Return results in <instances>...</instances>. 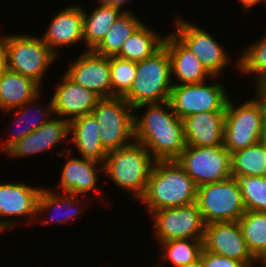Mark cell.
<instances>
[{"instance_id":"obj_1","label":"cell","mask_w":266,"mask_h":267,"mask_svg":"<svg viewBox=\"0 0 266 267\" xmlns=\"http://www.w3.org/2000/svg\"><path fill=\"white\" fill-rule=\"evenodd\" d=\"M134 136L156 161L176 160L186 148L183 120L174 113L169 100L134 108Z\"/></svg>"},{"instance_id":"obj_2","label":"cell","mask_w":266,"mask_h":267,"mask_svg":"<svg viewBox=\"0 0 266 267\" xmlns=\"http://www.w3.org/2000/svg\"><path fill=\"white\" fill-rule=\"evenodd\" d=\"M197 188L177 160H157L139 202L147 206L150 214L164 208L186 206L196 202Z\"/></svg>"},{"instance_id":"obj_3","label":"cell","mask_w":266,"mask_h":267,"mask_svg":"<svg viewBox=\"0 0 266 267\" xmlns=\"http://www.w3.org/2000/svg\"><path fill=\"white\" fill-rule=\"evenodd\" d=\"M150 152L139 142L109 151L104 161V177L139 201L155 163ZM106 175V176H105ZM137 199V200H136Z\"/></svg>"},{"instance_id":"obj_4","label":"cell","mask_w":266,"mask_h":267,"mask_svg":"<svg viewBox=\"0 0 266 267\" xmlns=\"http://www.w3.org/2000/svg\"><path fill=\"white\" fill-rule=\"evenodd\" d=\"M253 93L243 103L235 105L229 98L226 104L223 145L230 154L259 143L266 102L255 90Z\"/></svg>"},{"instance_id":"obj_5","label":"cell","mask_w":266,"mask_h":267,"mask_svg":"<svg viewBox=\"0 0 266 267\" xmlns=\"http://www.w3.org/2000/svg\"><path fill=\"white\" fill-rule=\"evenodd\" d=\"M173 87L171 59L163 46L153 56L137 62L135 80L123 97L133 108L169 100Z\"/></svg>"},{"instance_id":"obj_6","label":"cell","mask_w":266,"mask_h":267,"mask_svg":"<svg viewBox=\"0 0 266 267\" xmlns=\"http://www.w3.org/2000/svg\"><path fill=\"white\" fill-rule=\"evenodd\" d=\"M4 44L7 69L30 77L43 87L47 71L58 58L41 36L33 33L28 35V32L8 35L4 33Z\"/></svg>"},{"instance_id":"obj_7","label":"cell","mask_w":266,"mask_h":267,"mask_svg":"<svg viewBox=\"0 0 266 267\" xmlns=\"http://www.w3.org/2000/svg\"><path fill=\"white\" fill-rule=\"evenodd\" d=\"M92 114L100 129V140L109 152L135 141L134 108L123 97L101 98Z\"/></svg>"},{"instance_id":"obj_8","label":"cell","mask_w":266,"mask_h":267,"mask_svg":"<svg viewBox=\"0 0 266 267\" xmlns=\"http://www.w3.org/2000/svg\"><path fill=\"white\" fill-rule=\"evenodd\" d=\"M196 204L205 224L236 222L246 212L241 189L233 177L199 186Z\"/></svg>"},{"instance_id":"obj_9","label":"cell","mask_w":266,"mask_h":267,"mask_svg":"<svg viewBox=\"0 0 266 267\" xmlns=\"http://www.w3.org/2000/svg\"><path fill=\"white\" fill-rule=\"evenodd\" d=\"M218 78L220 77L214 76L213 80L210 79L211 82L215 81L213 84L205 81L197 84L173 85L169 102L174 113L183 120L199 112L225 111L230 96L223 82L217 81Z\"/></svg>"},{"instance_id":"obj_10","label":"cell","mask_w":266,"mask_h":267,"mask_svg":"<svg viewBox=\"0 0 266 267\" xmlns=\"http://www.w3.org/2000/svg\"><path fill=\"white\" fill-rule=\"evenodd\" d=\"M174 21L175 29L170 32L199 58L213 76L223 75L222 71L230 67L233 60L224 45L213 37L214 34L186 18L178 16Z\"/></svg>"},{"instance_id":"obj_11","label":"cell","mask_w":266,"mask_h":267,"mask_svg":"<svg viewBox=\"0 0 266 267\" xmlns=\"http://www.w3.org/2000/svg\"><path fill=\"white\" fill-rule=\"evenodd\" d=\"M176 160L197 187L232 177L231 154L224 145L186 146Z\"/></svg>"},{"instance_id":"obj_12","label":"cell","mask_w":266,"mask_h":267,"mask_svg":"<svg viewBox=\"0 0 266 267\" xmlns=\"http://www.w3.org/2000/svg\"><path fill=\"white\" fill-rule=\"evenodd\" d=\"M153 220L152 232L157 243L181 240L203 239L205 222L195 203L160 209L149 214Z\"/></svg>"},{"instance_id":"obj_13","label":"cell","mask_w":266,"mask_h":267,"mask_svg":"<svg viewBox=\"0 0 266 267\" xmlns=\"http://www.w3.org/2000/svg\"><path fill=\"white\" fill-rule=\"evenodd\" d=\"M42 188L24 182L0 183V233L5 234L20 224L35 223Z\"/></svg>"},{"instance_id":"obj_14","label":"cell","mask_w":266,"mask_h":267,"mask_svg":"<svg viewBox=\"0 0 266 267\" xmlns=\"http://www.w3.org/2000/svg\"><path fill=\"white\" fill-rule=\"evenodd\" d=\"M71 148H66L65 146L64 148L61 147V150L56 149L57 154L60 155L59 157H63L65 160L67 158L61 168L60 180L56 185V188H58L56 191L86 197H92L89 196V192L92 193L93 191V194H95L93 195L95 196L94 199L105 200L104 198L102 199L101 195L103 193L101 188L98 187L99 176L104 175V164L93 159L73 155L74 148Z\"/></svg>"},{"instance_id":"obj_15","label":"cell","mask_w":266,"mask_h":267,"mask_svg":"<svg viewBox=\"0 0 266 267\" xmlns=\"http://www.w3.org/2000/svg\"><path fill=\"white\" fill-rule=\"evenodd\" d=\"M66 66L64 73L75 83L93 91L100 98H112L110 57L84 50Z\"/></svg>"},{"instance_id":"obj_16","label":"cell","mask_w":266,"mask_h":267,"mask_svg":"<svg viewBox=\"0 0 266 267\" xmlns=\"http://www.w3.org/2000/svg\"><path fill=\"white\" fill-rule=\"evenodd\" d=\"M203 249L223 257L245 262L249 267H253L256 261L247 247L238 221L206 224Z\"/></svg>"},{"instance_id":"obj_17","label":"cell","mask_w":266,"mask_h":267,"mask_svg":"<svg viewBox=\"0 0 266 267\" xmlns=\"http://www.w3.org/2000/svg\"><path fill=\"white\" fill-rule=\"evenodd\" d=\"M41 38L59 58L60 48L83 43V5L73 3L57 11Z\"/></svg>"},{"instance_id":"obj_18","label":"cell","mask_w":266,"mask_h":267,"mask_svg":"<svg viewBox=\"0 0 266 267\" xmlns=\"http://www.w3.org/2000/svg\"><path fill=\"white\" fill-rule=\"evenodd\" d=\"M51 96L54 115L68 122L91 114L101 99L93 91L75 83L65 73H62Z\"/></svg>"},{"instance_id":"obj_19","label":"cell","mask_w":266,"mask_h":267,"mask_svg":"<svg viewBox=\"0 0 266 267\" xmlns=\"http://www.w3.org/2000/svg\"><path fill=\"white\" fill-rule=\"evenodd\" d=\"M68 137L69 122L54 115L38 129L13 145L5 154L12 159L42 154L44 151L53 150L62 142L69 143Z\"/></svg>"},{"instance_id":"obj_20","label":"cell","mask_w":266,"mask_h":267,"mask_svg":"<svg viewBox=\"0 0 266 267\" xmlns=\"http://www.w3.org/2000/svg\"><path fill=\"white\" fill-rule=\"evenodd\" d=\"M42 93L44 92L42 91L34 99L26 102L20 107L5 111L6 114L11 112L10 114H13L14 118L12 120L13 123H10L13 126L7 129L9 132L5 134V139L0 142V153H6L22 138L38 129L54 116L52 98L50 97L48 103L44 104V102L39 101ZM10 128L15 129L10 131Z\"/></svg>"},{"instance_id":"obj_21","label":"cell","mask_w":266,"mask_h":267,"mask_svg":"<svg viewBox=\"0 0 266 267\" xmlns=\"http://www.w3.org/2000/svg\"><path fill=\"white\" fill-rule=\"evenodd\" d=\"M54 190L55 189L46 187L42 188L38 198L37 217L35 223H38L42 218L40 220L41 224L42 222L43 224H49L51 222L54 224L60 223V225L61 223L68 224L70 221L78 219V217L83 214L82 211H85V208H83L85 202L83 201L87 200L89 202H86V204H90L91 201L94 200L91 197L77 196L71 193L57 192ZM47 213L51 215H46ZM40 214L44 216V219ZM47 216L50 218L48 219Z\"/></svg>"},{"instance_id":"obj_22","label":"cell","mask_w":266,"mask_h":267,"mask_svg":"<svg viewBox=\"0 0 266 267\" xmlns=\"http://www.w3.org/2000/svg\"><path fill=\"white\" fill-rule=\"evenodd\" d=\"M164 46L171 59L173 85L197 84L214 77L199 58L171 32L166 34Z\"/></svg>"},{"instance_id":"obj_23","label":"cell","mask_w":266,"mask_h":267,"mask_svg":"<svg viewBox=\"0 0 266 267\" xmlns=\"http://www.w3.org/2000/svg\"><path fill=\"white\" fill-rule=\"evenodd\" d=\"M225 111L199 112L183 119L186 146L224 144Z\"/></svg>"},{"instance_id":"obj_24","label":"cell","mask_w":266,"mask_h":267,"mask_svg":"<svg viewBox=\"0 0 266 267\" xmlns=\"http://www.w3.org/2000/svg\"><path fill=\"white\" fill-rule=\"evenodd\" d=\"M99 133V125L92 113L78 117L69 122V145H75L80 157L104 163L108 151L102 145Z\"/></svg>"},{"instance_id":"obj_25","label":"cell","mask_w":266,"mask_h":267,"mask_svg":"<svg viewBox=\"0 0 266 267\" xmlns=\"http://www.w3.org/2000/svg\"><path fill=\"white\" fill-rule=\"evenodd\" d=\"M34 79L6 70L0 75V110L5 112L22 106L42 92Z\"/></svg>"},{"instance_id":"obj_26","label":"cell","mask_w":266,"mask_h":267,"mask_svg":"<svg viewBox=\"0 0 266 267\" xmlns=\"http://www.w3.org/2000/svg\"><path fill=\"white\" fill-rule=\"evenodd\" d=\"M165 35L147 25L145 22L122 45L117 57L134 62L153 56L163 46Z\"/></svg>"},{"instance_id":"obj_27","label":"cell","mask_w":266,"mask_h":267,"mask_svg":"<svg viewBox=\"0 0 266 267\" xmlns=\"http://www.w3.org/2000/svg\"><path fill=\"white\" fill-rule=\"evenodd\" d=\"M97 5L91 13H88L86 8L83 7L84 50H93L117 18L124 12L120 8L106 4Z\"/></svg>"},{"instance_id":"obj_28","label":"cell","mask_w":266,"mask_h":267,"mask_svg":"<svg viewBox=\"0 0 266 267\" xmlns=\"http://www.w3.org/2000/svg\"><path fill=\"white\" fill-rule=\"evenodd\" d=\"M135 13L123 12L93 51L106 57L117 56L125 40L144 23Z\"/></svg>"},{"instance_id":"obj_29","label":"cell","mask_w":266,"mask_h":267,"mask_svg":"<svg viewBox=\"0 0 266 267\" xmlns=\"http://www.w3.org/2000/svg\"><path fill=\"white\" fill-rule=\"evenodd\" d=\"M159 244L162 251L156 267H167L169 264L172 265L170 267H181L194 263L200 259L203 249V239H181Z\"/></svg>"},{"instance_id":"obj_30","label":"cell","mask_w":266,"mask_h":267,"mask_svg":"<svg viewBox=\"0 0 266 267\" xmlns=\"http://www.w3.org/2000/svg\"><path fill=\"white\" fill-rule=\"evenodd\" d=\"M244 48L233 65L241 74L254 77L252 87L255 89L266 79V32Z\"/></svg>"},{"instance_id":"obj_31","label":"cell","mask_w":266,"mask_h":267,"mask_svg":"<svg viewBox=\"0 0 266 267\" xmlns=\"http://www.w3.org/2000/svg\"><path fill=\"white\" fill-rule=\"evenodd\" d=\"M249 251L255 258L266 250V212L246 211L238 220Z\"/></svg>"},{"instance_id":"obj_32","label":"cell","mask_w":266,"mask_h":267,"mask_svg":"<svg viewBox=\"0 0 266 267\" xmlns=\"http://www.w3.org/2000/svg\"><path fill=\"white\" fill-rule=\"evenodd\" d=\"M231 173L266 176V147L258 143L232 153Z\"/></svg>"},{"instance_id":"obj_33","label":"cell","mask_w":266,"mask_h":267,"mask_svg":"<svg viewBox=\"0 0 266 267\" xmlns=\"http://www.w3.org/2000/svg\"><path fill=\"white\" fill-rule=\"evenodd\" d=\"M241 189L246 211L266 212V176L232 174Z\"/></svg>"},{"instance_id":"obj_34","label":"cell","mask_w":266,"mask_h":267,"mask_svg":"<svg viewBox=\"0 0 266 267\" xmlns=\"http://www.w3.org/2000/svg\"><path fill=\"white\" fill-rule=\"evenodd\" d=\"M137 62L125 60L117 56L110 57V78L112 97H124L135 80Z\"/></svg>"},{"instance_id":"obj_35","label":"cell","mask_w":266,"mask_h":267,"mask_svg":"<svg viewBox=\"0 0 266 267\" xmlns=\"http://www.w3.org/2000/svg\"><path fill=\"white\" fill-rule=\"evenodd\" d=\"M200 258L204 267H249L245 262L223 257L204 249H202Z\"/></svg>"},{"instance_id":"obj_36","label":"cell","mask_w":266,"mask_h":267,"mask_svg":"<svg viewBox=\"0 0 266 267\" xmlns=\"http://www.w3.org/2000/svg\"><path fill=\"white\" fill-rule=\"evenodd\" d=\"M7 70L6 50L4 44V34L0 35V75Z\"/></svg>"},{"instance_id":"obj_37","label":"cell","mask_w":266,"mask_h":267,"mask_svg":"<svg viewBox=\"0 0 266 267\" xmlns=\"http://www.w3.org/2000/svg\"><path fill=\"white\" fill-rule=\"evenodd\" d=\"M238 3H240L242 8L244 9L245 14L247 11L252 10V7L254 8L255 5L261 3L266 5V0H238ZM250 9V10H249Z\"/></svg>"},{"instance_id":"obj_38","label":"cell","mask_w":266,"mask_h":267,"mask_svg":"<svg viewBox=\"0 0 266 267\" xmlns=\"http://www.w3.org/2000/svg\"><path fill=\"white\" fill-rule=\"evenodd\" d=\"M131 0H108L105 4L109 6H113L116 8H120L124 12H130V9H125L127 7H124L128 4V2Z\"/></svg>"},{"instance_id":"obj_39","label":"cell","mask_w":266,"mask_h":267,"mask_svg":"<svg viewBox=\"0 0 266 267\" xmlns=\"http://www.w3.org/2000/svg\"><path fill=\"white\" fill-rule=\"evenodd\" d=\"M266 102V79L254 89Z\"/></svg>"},{"instance_id":"obj_40","label":"cell","mask_w":266,"mask_h":267,"mask_svg":"<svg viewBox=\"0 0 266 267\" xmlns=\"http://www.w3.org/2000/svg\"><path fill=\"white\" fill-rule=\"evenodd\" d=\"M259 143L266 147V118L264 120L262 129H261V136H260Z\"/></svg>"},{"instance_id":"obj_41","label":"cell","mask_w":266,"mask_h":267,"mask_svg":"<svg viewBox=\"0 0 266 267\" xmlns=\"http://www.w3.org/2000/svg\"><path fill=\"white\" fill-rule=\"evenodd\" d=\"M181 267H204V265H203L202 259L200 258L194 263H191V264H188V265H184V266H181Z\"/></svg>"},{"instance_id":"obj_42","label":"cell","mask_w":266,"mask_h":267,"mask_svg":"<svg viewBox=\"0 0 266 267\" xmlns=\"http://www.w3.org/2000/svg\"><path fill=\"white\" fill-rule=\"evenodd\" d=\"M257 265H258L259 267H266V262H263V261L258 257V258H256V261H255L253 267H257Z\"/></svg>"},{"instance_id":"obj_43","label":"cell","mask_w":266,"mask_h":267,"mask_svg":"<svg viewBox=\"0 0 266 267\" xmlns=\"http://www.w3.org/2000/svg\"><path fill=\"white\" fill-rule=\"evenodd\" d=\"M263 262H266V250L259 257Z\"/></svg>"},{"instance_id":"obj_44","label":"cell","mask_w":266,"mask_h":267,"mask_svg":"<svg viewBox=\"0 0 266 267\" xmlns=\"http://www.w3.org/2000/svg\"><path fill=\"white\" fill-rule=\"evenodd\" d=\"M97 2V4H105L108 0H95V2Z\"/></svg>"}]
</instances>
